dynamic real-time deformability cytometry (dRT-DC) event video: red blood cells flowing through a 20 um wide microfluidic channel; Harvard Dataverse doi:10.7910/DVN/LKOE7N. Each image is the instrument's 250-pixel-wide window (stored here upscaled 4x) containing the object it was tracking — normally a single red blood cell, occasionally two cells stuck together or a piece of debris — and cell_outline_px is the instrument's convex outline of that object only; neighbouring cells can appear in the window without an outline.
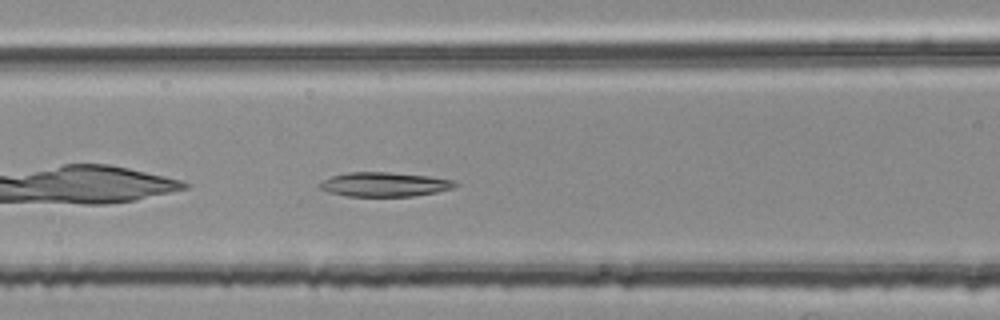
{"species": "common noctule bat (a hibernating species)", "species_latin": "Nyctalus noctula", "temperature_condition": "room temperature", "stored_images_in_passage": 36, "camera_frame_rate_fps": 3000, "um_per_image_px": 0.085, "animal": {"sex": "female", "body_mass_g": 25.1}, "frame": {"image": 1, "passage_image": 7, "time_ms": 2.0, "image_size_px": [1000, 320], "cell_outline_px": [[460, 184], [452, 188], [436, 192], [412, 196], [348, 196], [328, 192], [320, 188], [316, 184], [332, 176], [348, 172], [388, 172], [428, 176], [456, 180]], "centroid_in_image_um": [32.69, 15.67], "position_along_channel_um": 133.9, "area_um2": 19.19}}
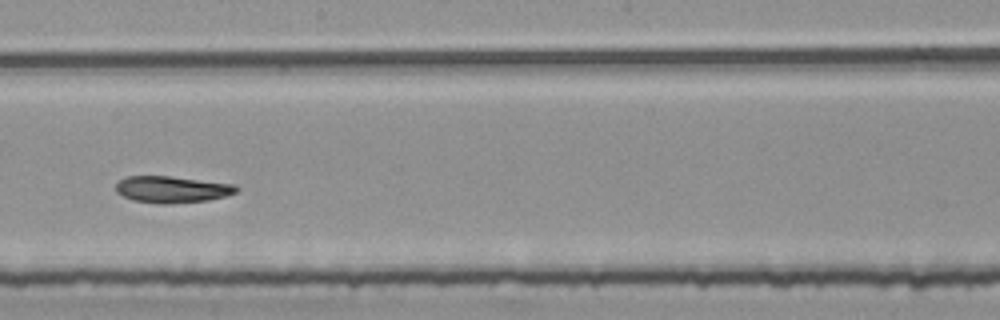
{"frame": {"image": 2, "passage_image": 15, "time_ms": 4.667, "image_size_px": [1000, 320], "cell_outline_px": [[240, 188], [236, 192], [224, 196], [208, 200], [172, 204], [164, 204], [132, 200], [116, 192], [116, 184], [120, 180], [128, 176], [172, 176], [236, 184]], "centroid_in_image_um": [14.65, 16.09], "position_along_channel_um": 233.6, "area_um2": 18.79}}
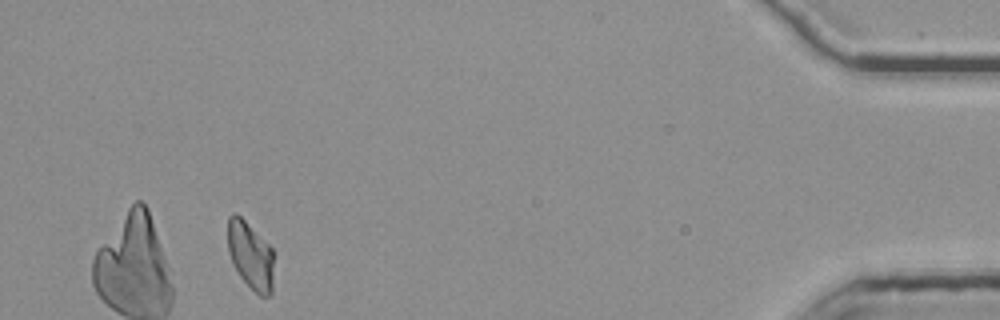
{"frame": {"image": 3, "passage_image": 35, "time_ms": 11.333, "image_size_px": [1000, 320], "cell_outline_px": [[272, 292], [268, 296], [260, 296], [240, 276], [228, 252], [228, 216], [232, 212], [236, 212], [272, 248]], "centroid_in_image_um": [21.27, 21.68], "position_along_channel_um": 413.9, "area_um2": 17.69}}